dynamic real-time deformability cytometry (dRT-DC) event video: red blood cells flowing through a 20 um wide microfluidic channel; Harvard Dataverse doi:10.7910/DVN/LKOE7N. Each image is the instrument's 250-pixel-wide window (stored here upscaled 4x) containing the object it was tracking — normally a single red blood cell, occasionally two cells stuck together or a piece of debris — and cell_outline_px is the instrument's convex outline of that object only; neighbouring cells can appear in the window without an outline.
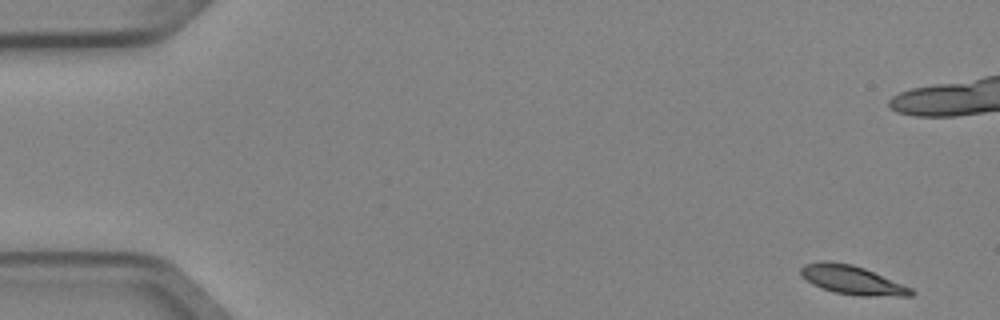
{"species": "Egyptian fruit bat (a non-hibernating species)", "species_latin": "Rousettus aegyptiacus", "temperature_condition": "cold", "stored_images_in_passage": 5, "camera_frame_rate_fps": 3000, "um_per_image_px": 0.085, "animal": {"sex": "female"}, "frame": {"image": 1, "passage_image": 1, "time_ms": 0.0, "image_size_px": [1000, 320], "cell_outline_px": [[916, 292], [912, 296], [860, 296], [836, 292], [812, 284], [800, 276], [800, 268], [804, 264], [820, 260], [828, 260], [852, 264], [864, 268], [912, 288]], "centroid_in_image_um": [72.41, 23.78], "position_along_channel_um": 12.6, "area_um2": 18.61}}